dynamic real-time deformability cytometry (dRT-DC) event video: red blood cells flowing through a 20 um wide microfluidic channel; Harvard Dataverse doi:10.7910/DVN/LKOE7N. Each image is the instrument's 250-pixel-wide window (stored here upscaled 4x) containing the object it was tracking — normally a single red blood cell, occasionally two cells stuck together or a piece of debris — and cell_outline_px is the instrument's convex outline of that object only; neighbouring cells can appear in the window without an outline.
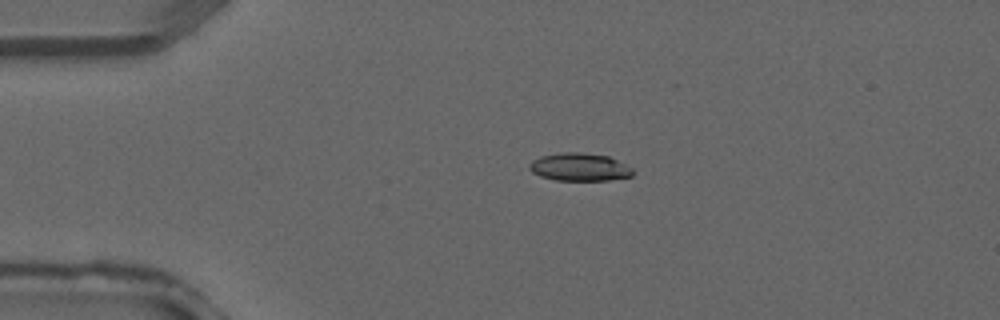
{"species": "common noctule bat (a hibernating species)", "species_latin": "Nyctalus noctula", "temperature_condition": "warm", "stored_images_in_passage": 3, "camera_frame_rate_fps": 3000, "um_per_image_px": 0.085, "animal": {"sex": "male", "forearm_length_mm": 52.5}, "frame": {"image": 1, "passage_image": 3, "time_ms": 0.667, "image_size_px": [1000, 320], "cell_outline_px": [[632, 176], [608, 180], [556, 180], [540, 176], [532, 172], [528, 168], [528, 164], [532, 160], [540, 156], [564, 152], [576, 152], [608, 156], [632, 168]], "centroid_in_image_um": [49.21, 14.2], "position_along_channel_um": 35.8, "area_um2": 16.65}}